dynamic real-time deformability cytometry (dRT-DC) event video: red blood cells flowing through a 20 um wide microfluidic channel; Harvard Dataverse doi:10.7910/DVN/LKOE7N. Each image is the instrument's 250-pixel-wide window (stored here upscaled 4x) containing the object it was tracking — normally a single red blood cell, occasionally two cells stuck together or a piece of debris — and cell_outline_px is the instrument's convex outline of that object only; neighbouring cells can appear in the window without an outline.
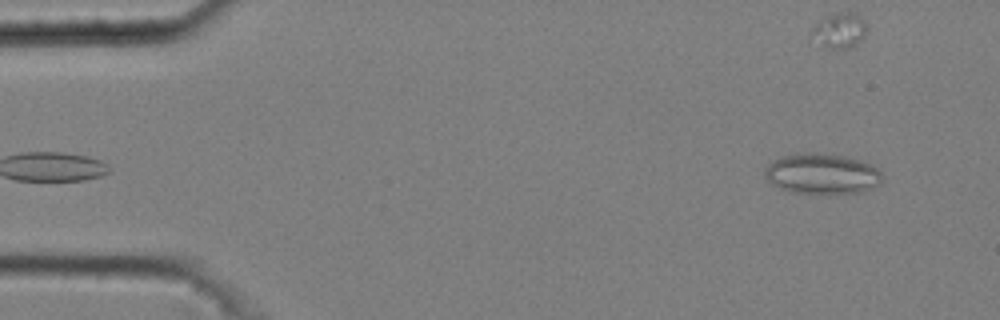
{"species": "common noctule bat (a hibernating species)", "species_latin": "Nyctalus noctula", "temperature_condition": "cold", "stored_images_in_passage": 21, "camera_frame_rate_fps": 3000, "um_per_image_px": 0.085, "animal": {"sex": "male", "body_mass_g": 20.4}, "frame": {"image": 1, "passage_image": 1, "time_ms": 0.0, "image_size_px": [1000, 320], "cell_outline_px": [[880, 184], [864, 192], [792, 192], [780, 188], [772, 184], [764, 176], [764, 168], [768, 164], [780, 156], [808, 152], [816, 152], [844, 156], [872, 164], [880, 172]], "centroid_in_image_um": [69.83, 14.75], "position_along_channel_um": 15.2, "area_um2": 27.4}}
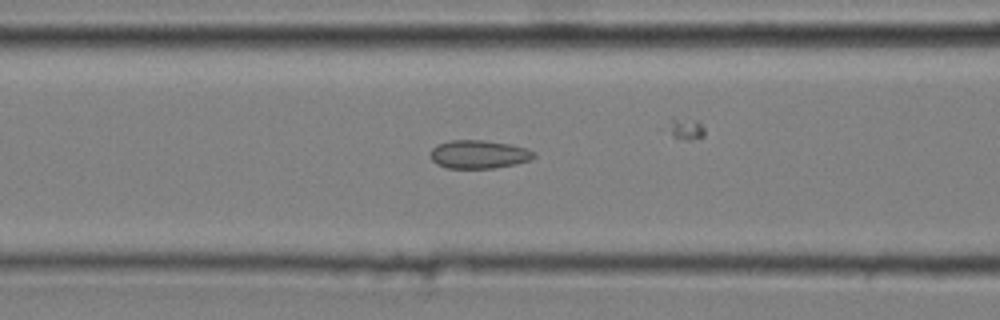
{"frame": {"image": 2, "passage_image": 18, "time_ms": 5.667, "image_size_px": [1000, 320], "cell_outline_px": [[536, 156], [532, 160], [516, 164], [492, 168], [448, 168], [436, 164], [432, 160], [432, 148], [436, 144], [448, 140], [484, 140], [508, 144], [524, 148], [536, 152]], "centroid_in_image_um": [40.71, 13.12], "position_along_channel_um": 125.9, "area_um2": 17.11}}
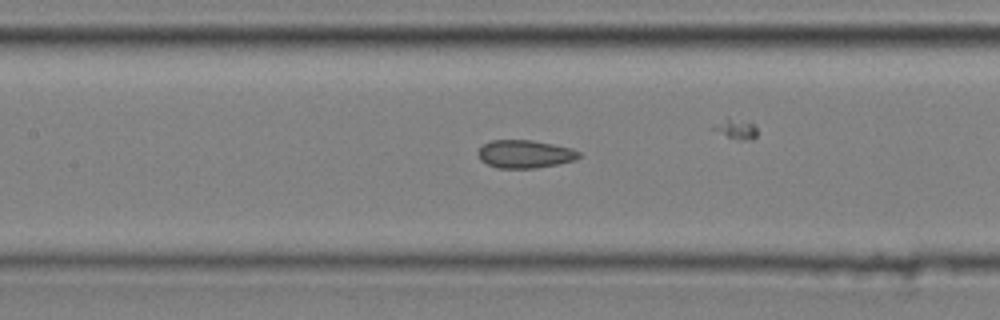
{"frame": {"image": 3, "passage_image": 21, "time_ms": 6.667, "image_size_px": [1000, 320], "cell_outline_px": [[580, 156], [576, 160], [536, 168], [496, 168], [480, 160], [476, 152], [484, 144], [492, 140], [532, 140], [572, 148], [580, 152]], "centroid_in_image_um": [44.6, 13.09], "position_along_channel_um": 162.8, "area_um2": 16.47}}